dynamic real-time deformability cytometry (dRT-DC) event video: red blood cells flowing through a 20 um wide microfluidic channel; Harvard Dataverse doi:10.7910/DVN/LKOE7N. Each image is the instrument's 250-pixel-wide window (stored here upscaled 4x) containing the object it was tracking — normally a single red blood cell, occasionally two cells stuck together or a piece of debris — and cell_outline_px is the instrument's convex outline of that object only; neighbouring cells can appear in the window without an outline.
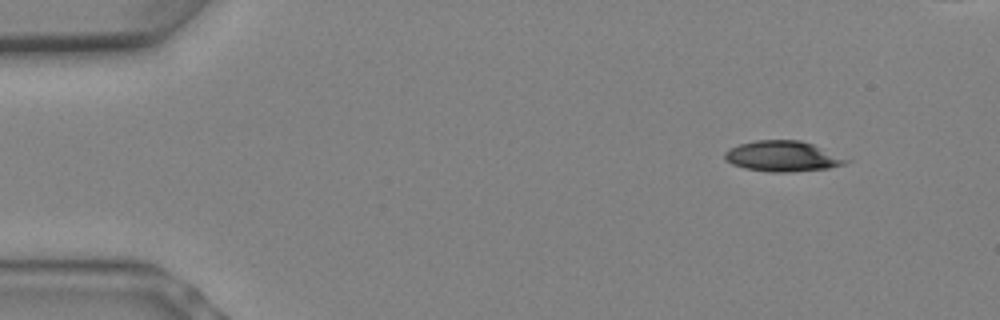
{"species": "Egyptian fruit bat (a non-hibernating species)", "species_latin": "Rousettus aegyptiacus", "temperature_condition": "warm", "stored_images_in_passage": 9, "camera_frame_rate_fps": 3000, "um_per_image_px": 0.085, "animal": {"sex": "female"}, "frame": {"image": 1, "passage_image": 2, "time_ms": 0.333, "image_size_px": [1000, 320], "cell_outline_px": [[852, 160], [844, 164], [828, 168], [788, 172], [772, 172], [744, 168], [732, 164], [724, 160], [724, 152], [728, 148], [740, 144], [756, 140], [800, 140], [812, 144]], "centroid_in_image_um": [66.49, 13.28], "position_along_channel_um": 18.5, "area_um2": 21.56}}